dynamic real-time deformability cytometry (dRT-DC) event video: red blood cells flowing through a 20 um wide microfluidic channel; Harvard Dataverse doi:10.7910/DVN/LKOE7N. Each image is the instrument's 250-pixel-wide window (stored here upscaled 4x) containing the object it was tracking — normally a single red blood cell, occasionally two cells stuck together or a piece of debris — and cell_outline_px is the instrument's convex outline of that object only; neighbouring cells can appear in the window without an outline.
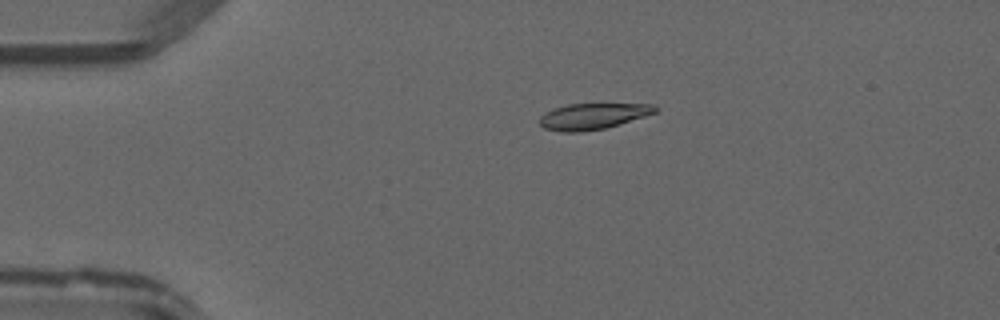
{"species": "common noctule bat (a hibernating species)", "species_latin": "Nyctalus noctula", "temperature_condition": "warm", "stored_images_in_passage": 44, "camera_frame_rate_fps": 3000, "um_per_image_px": 0.085, "animal": {"sex": "male", "forearm_length_mm": 52.5}, "frame": {"image": 1, "passage_image": 7, "time_ms": 2.0, "image_size_px": [1000, 320], "cell_outline_px": [[660, 108], [656, 112], [620, 124], [604, 128], [580, 132], [560, 132], [544, 128], [540, 124], [540, 116], [552, 108], [568, 104], [656, 104]], "centroid_in_image_um": [50.39, 9.87], "position_along_channel_um": 34.6, "area_um2": 17.57}}
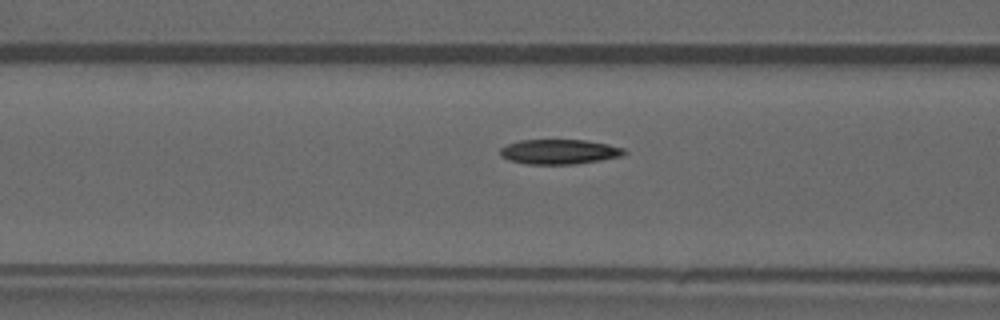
{"frame": {"image": 2, "passage_image": 16, "time_ms": 5.0, "image_size_px": [1000, 320], "cell_outline_px": [[628, 152], [624, 156], [576, 164], [524, 164], [508, 160], [500, 156], [500, 148], [508, 144], [520, 140], [584, 140], [608, 144], [624, 148]], "centroid_in_image_um": [47.55, 12.9], "position_along_channel_um": 119.1, "area_um2": 18.09}}
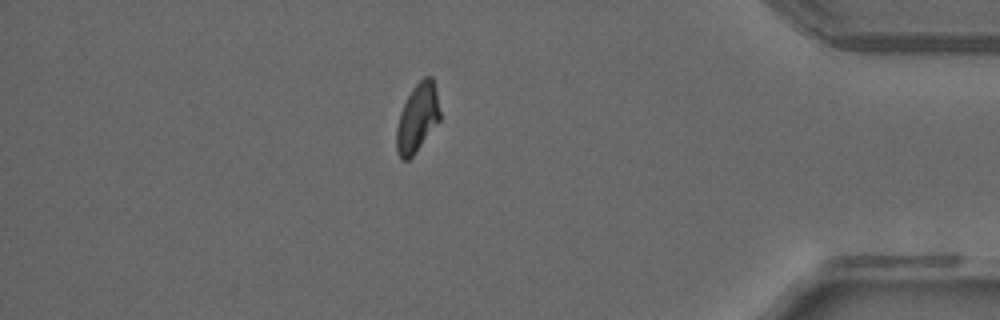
{"frame": {"image": 3, "passage_image": 38, "time_ms": 12.333, "image_size_px": [1000, 320], "cell_outline_px": [[440, 120], [412, 156], [408, 160], [400, 160], [396, 152], [396, 128], [400, 112], [412, 88], [424, 76], [432, 76], [436, 92], [440, 112]], "centroid_in_image_um": [35.46, 10.04], "position_along_channel_um": 399.7, "area_um2": 17.22}}